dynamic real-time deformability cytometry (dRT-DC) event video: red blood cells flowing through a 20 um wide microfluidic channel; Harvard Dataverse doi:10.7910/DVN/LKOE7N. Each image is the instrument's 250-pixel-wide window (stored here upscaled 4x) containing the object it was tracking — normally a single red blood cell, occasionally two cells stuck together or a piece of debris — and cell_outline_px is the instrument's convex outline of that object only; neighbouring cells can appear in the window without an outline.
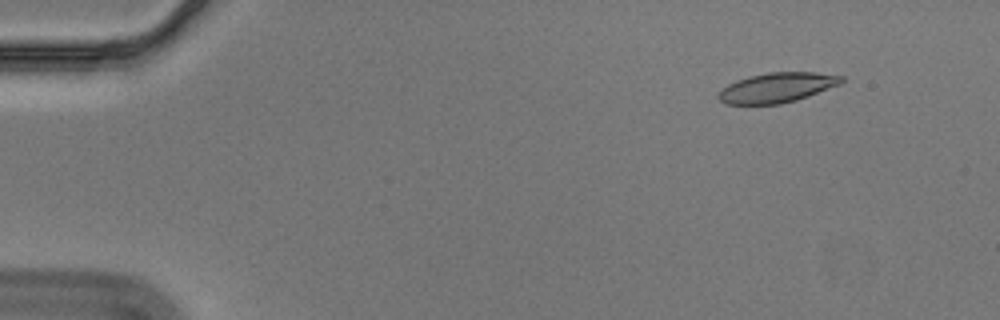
{"species": "Egyptian fruit bat (a non-hibernating species)", "species_latin": "Rousettus aegyptiacus", "temperature_condition": "cold", "stored_images_in_passage": 52, "camera_frame_rate_fps": 3000, "um_per_image_px": 0.085, "animal": {"sex": "male"}, "frame": {"image": 1, "passage_image": 1, "time_ms": 0.0, "image_size_px": [1000, 320], "cell_outline_px": [[844, 80], [840, 84], [808, 96], [796, 100], [780, 104], [724, 104], [716, 96], [728, 84], [736, 80], [748, 76], [768, 72], [816, 72], [844, 76]], "centroid_in_image_um": [66.04, 7.44], "position_along_channel_um": 19.0, "area_um2": 21.39}}
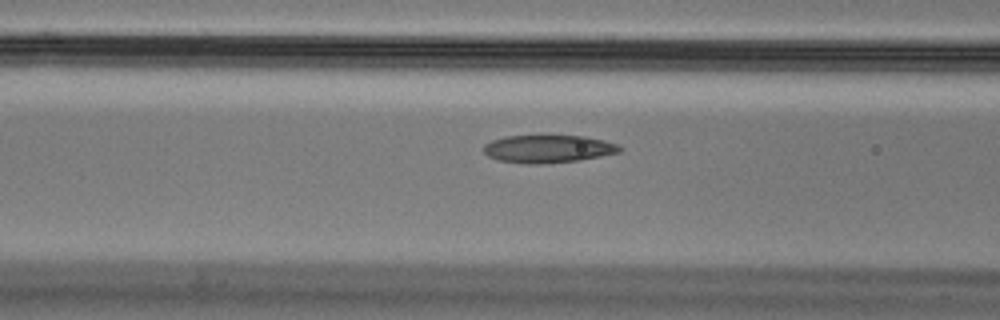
{"frame": {"image": 2, "passage_image": 18, "time_ms": 5.667, "image_size_px": [1000, 320], "cell_outline_px": [[624, 148], [620, 152], [580, 160], [540, 164], [528, 164], [496, 160], [488, 156], [484, 152], [484, 144], [492, 140], [504, 136], [544, 132], [584, 136], [604, 140], [616, 144]], "centroid_in_image_um": [46.56, 12.6], "position_along_channel_um": 120.0, "area_um2": 23.18}}
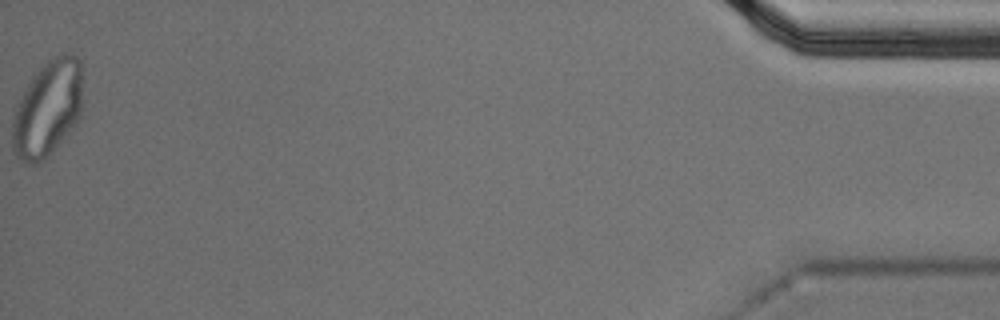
{"frame": {"image": 3, "passage_image": 52, "time_ms": 17.0, "image_size_px": [1000, 320], "cell_outline_px": [[80, 116], [76, 124], [44, 160], [36, 164], [24, 164], [16, 156], [12, 148], [12, 112], [20, 96], [36, 72], [52, 56], [60, 52], [72, 52], [80, 60]], "centroid_in_image_um": [4.0, 9.24], "position_along_channel_um": 431.2, "area_um2": 39.54}, "authors_computed_cell_mechanics": {"area_um2": 22.5131, "velocity_mm_per_s": 3.5498, "shape_relaxation_time_tau1_ms": null, "shape_relaxation_time_tau2_ms": 1.3979, "deformation_change_tau1": null, "deformation_change_tau2": 0.0617}}